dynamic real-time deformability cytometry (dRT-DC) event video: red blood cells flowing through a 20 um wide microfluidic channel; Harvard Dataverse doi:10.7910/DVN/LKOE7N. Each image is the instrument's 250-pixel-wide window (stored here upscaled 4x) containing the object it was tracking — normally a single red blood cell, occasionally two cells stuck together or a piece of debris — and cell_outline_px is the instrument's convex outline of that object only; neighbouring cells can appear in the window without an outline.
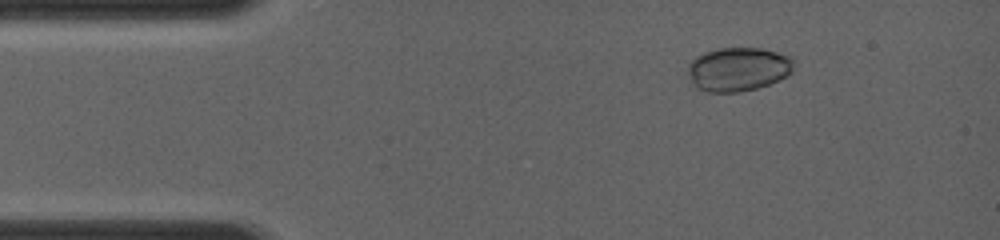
{"species": "common noctule bat (a hibernating species)", "species_latin": "Nyctalus noctula", "temperature_condition": "room temperature", "stored_images_in_passage": 4, "camera_frame_rate_fps": 4000, "um_per_image_px": 0.085, "animal": {"sex": "female", "body_mass_g": 19.0, "forearm_length_mm": 56.7}, "frame": {"image": 1, "passage_image": 1, "time_ms": 0.0, "image_size_px": [1000, 240], "cell_outline_px": [[792, 72], [780, 80], [756, 88], [740, 92], [708, 92], [696, 88], [692, 84], [688, 72], [688, 64], [696, 56], [704, 52], [720, 48], [760, 48], [792, 56]], "centroid_in_image_um": [62.72, 5.88], "position_along_channel_um": 22.3, "area_um2": 27.11}}
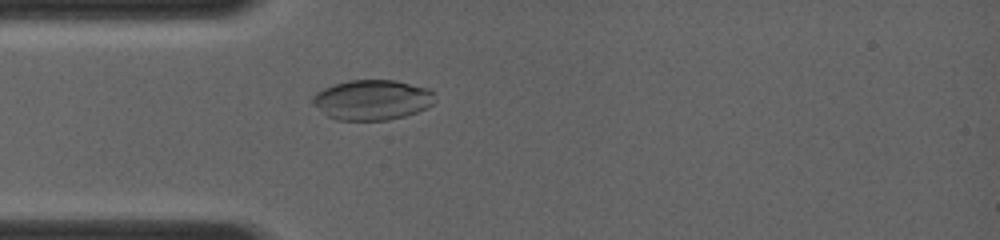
{"frame": {"image": 2, "passage_image": 4, "time_ms": 2.0, "image_size_px": [1000, 240], "cell_outline_px": [[436, 100], [428, 108], [404, 116], [388, 120], [336, 120], [328, 116], [312, 104], [312, 96], [316, 92], [332, 84], [348, 80], [396, 80], [428, 88], [436, 92]], "centroid_in_image_um": [31.66, 8.48], "position_along_channel_um": 53.3, "area_um2": 28.96}}